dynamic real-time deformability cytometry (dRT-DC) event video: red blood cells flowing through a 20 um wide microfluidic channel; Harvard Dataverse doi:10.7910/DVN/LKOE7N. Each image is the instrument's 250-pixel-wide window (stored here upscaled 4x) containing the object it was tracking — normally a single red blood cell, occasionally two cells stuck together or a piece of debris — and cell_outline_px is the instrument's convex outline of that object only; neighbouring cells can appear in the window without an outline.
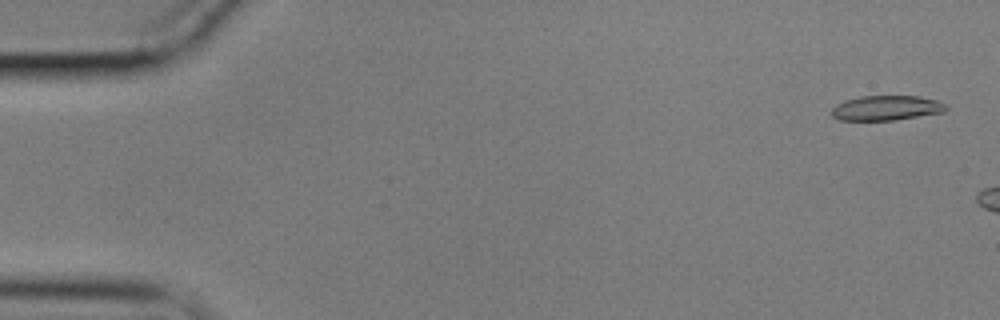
{"species": "common noctule bat (a hibernating species)", "species_latin": "Nyctalus noctula", "temperature_condition": "cold", "stored_images_in_passage": 11, "camera_frame_rate_fps": 3000, "um_per_image_px": 0.085, "animal": {"sex": "male", "body_mass_g": 17.9}, "frame": {"image": 1, "passage_image": 2, "time_ms": 0.333, "image_size_px": [1000, 320], "cell_outline_px": [[948, 108], [944, 112], [892, 120], [840, 120], [832, 116], [832, 108], [836, 104], [844, 100], [860, 96], [920, 96], [936, 100], [948, 104]], "centroid_in_image_um": [75.35, 9.17], "position_along_channel_um": 9.7, "area_um2": 16.59}}